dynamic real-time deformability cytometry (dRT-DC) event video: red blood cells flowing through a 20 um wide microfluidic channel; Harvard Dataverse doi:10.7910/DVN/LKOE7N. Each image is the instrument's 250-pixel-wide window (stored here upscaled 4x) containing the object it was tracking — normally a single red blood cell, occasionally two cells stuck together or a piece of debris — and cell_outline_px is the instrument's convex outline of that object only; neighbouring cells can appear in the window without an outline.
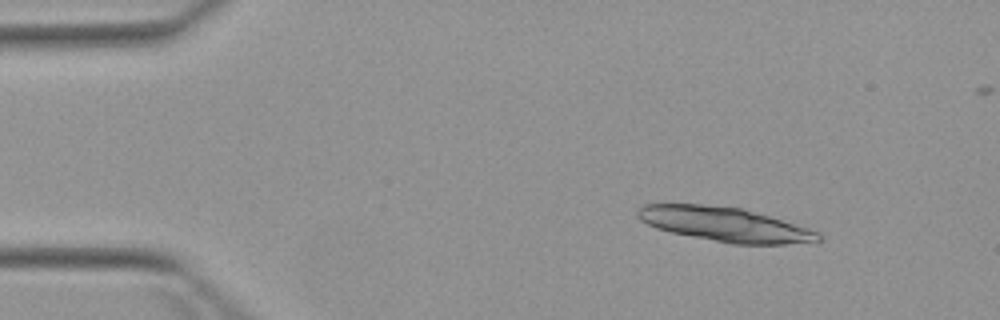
{"species": "Egyptian fruit bat (a non-hibernating species)", "species_latin": "Rousettus aegyptiacus", "temperature_condition": "warm", "stored_images_in_passage": 4, "camera_frame_rate_fps": 3000, "um_per_image_px": 0.085, "animal": {"sex": "female"}, "frame": {"image": 1, "passage_image": 1, "time_ms": 0.0, "image_size_px": [1000, 320], "cell_outline_px": [[824, 240], [784, 244], [732, 244], [672, 232], [656, 228], [640, 220], [636, 212], [644, 204], [700, 204], [740, 208], [768, 216], [808, 228], [820, 232], [824, 236]], "centroid_in_image_um": [61.63, 19.08], "position_along_channel_um": 23.4, "area_um2": 35.66}}